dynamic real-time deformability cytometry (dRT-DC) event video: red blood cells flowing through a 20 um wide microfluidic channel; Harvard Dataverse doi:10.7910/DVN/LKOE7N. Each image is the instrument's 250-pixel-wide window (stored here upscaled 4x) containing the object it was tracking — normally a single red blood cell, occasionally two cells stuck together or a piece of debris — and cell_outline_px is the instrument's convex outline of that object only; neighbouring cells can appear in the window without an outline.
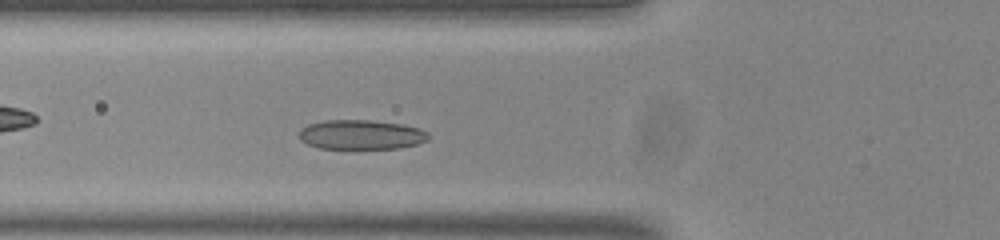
{"species": "common noctule bat (a hibernating species)", "species_latin": "Nyctalus noctula", "temperature_condition": "room temperature", "stored_images_in_passage": 45, "camera_frame_rate_fps": 3000, "um_per_image_px": 0.085, "animal": {"sex": "male", "body_mass_g": 20.0, "forearm_length_mm": 53.3}, "frame": {"image": 1, "passage_image": 11, "time_ms": 3.333, "image_size_px": [1000, 240], "cell_outline_px": [[428, 140], [416, 144], [400, 148], [320, 148], [308, 144], [300, 140], [300, 128], [308, 124], [324, 120], [372, 120], [404, 124], [420, 128], [428, 132]], "centroid_in_image_um": [30.71, 11.43], "position_along_channel_um": 95.1, "area_um2": 22.31}}
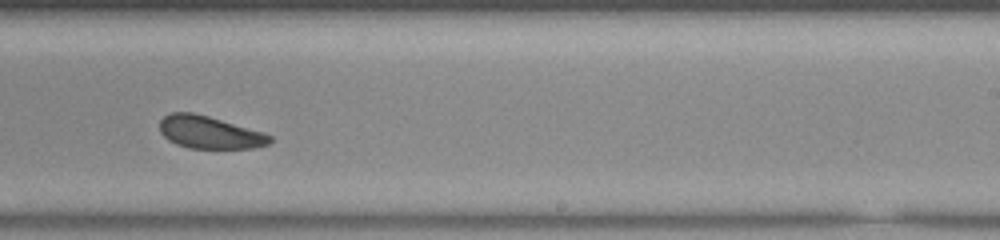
{"frame": {"image": 2, "passage_image": 25, "time_ms": 8.0, "image_size_px": [1000, 240], "cell_outline_px": [[272, 140], [268, 144], [252, 148], [188, 148], [176, 144], [168, 140], [160, 132], [160, 120], [164, 116], [172, 112], [192, 112], [208, 116], [264, 132], [272, 136]], "centroid_in_image_um": [17.8, 11.25], "position_along_channel_um": 271.2, "area_um2": 20.87}}
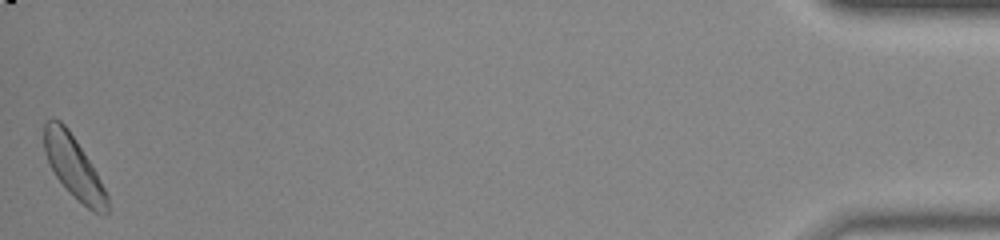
{"frame": {"image": 3, "passage_image": 45, "time_ms": 14.667, "image_size_px": [1000, 240], "cell_outline_px": [[108, 212], [92, 212], [68, 192], [56, 176], [44, 152], [44, 124], [52, 116], [60, 120], [68, 128], [76, 140], [96, 172], [108, 196]], "centroid_in_image_um": [6.24, 14.17], "position_along_channel_um": 429.0, "area_um2": 22.54}, "authors_computed_cell_mechanics": {"area_um2": 22.1952, "velocity_mm_per_s": 3.7751, "shape_relaxation_time_tau1_ms": 2.5322, "shape_relaxation_time_tau2_ms": 4.1976, "deformation_change_tau1": 0.0941, "deformation_change_tau2": 0.1016}}